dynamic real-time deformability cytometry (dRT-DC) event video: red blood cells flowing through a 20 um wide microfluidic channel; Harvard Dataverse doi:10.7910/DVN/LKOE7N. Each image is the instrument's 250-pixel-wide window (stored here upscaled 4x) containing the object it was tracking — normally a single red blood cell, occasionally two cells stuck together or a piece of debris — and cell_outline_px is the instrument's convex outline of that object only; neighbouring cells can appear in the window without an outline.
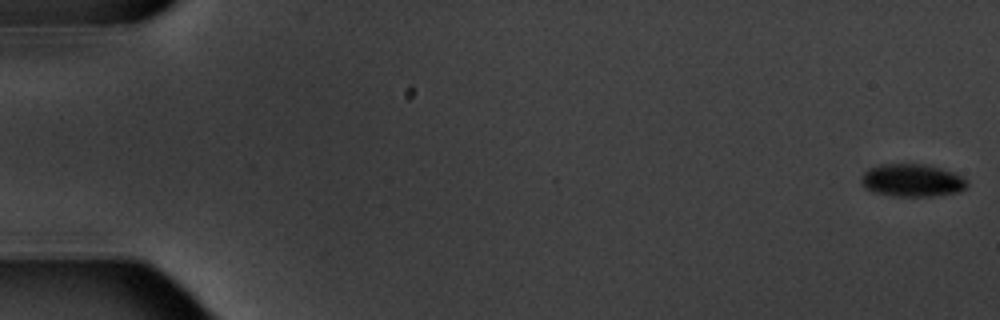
{"species": "common noctule bat (a hibernating species)", "species_latin": "Nyctalus noctula", "temperature_condition": "warm", "stored_images_in_passage": 10, "camera_frame_rate_fps": 3000, "um_per_image_px": 0.085, "animal": {"sex": "male", "body_mass_g": 20.1, "forearm_length_mm": 53.5}, "frame": {"image": 1, "passage_image": 1, "time_ms": 0.0, "image_size_px": [1000, 320], "cell_outline_px": [[968, 188], [960, 192], [936, 196], [892, 196], [872, 192], [864, 188], [860, 180], [864, 172], [868, 168], [880, 164], [924, 164], [940, 168], [952, 172], [968, 180]], "centroid_in_image_um": [77.53, 15.34], "position_along_channel_um": 7.5, "area_um2": 20.46}}
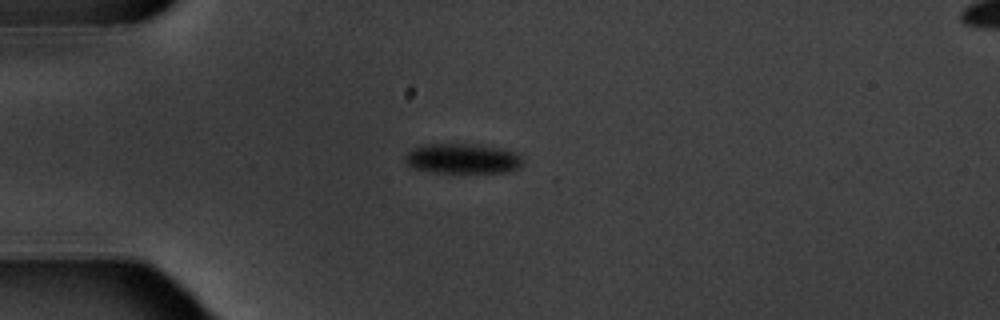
{"frame": {"image": 2, "passage_image": 5, "time_ms": 5.0, "image_size_px": [1000, 320], "cell_outline_px": [[520, 168], [508, 172], [432, 172], [412, 168], [408, 164], [404, 156], [412, 148], [424, 144], [480, 144], [508, 148], [520, 156]], "centroid_in_image_um": [39.32, 13.46], "position_along_channel_um": 45.7, "area_um2": 20.75}}